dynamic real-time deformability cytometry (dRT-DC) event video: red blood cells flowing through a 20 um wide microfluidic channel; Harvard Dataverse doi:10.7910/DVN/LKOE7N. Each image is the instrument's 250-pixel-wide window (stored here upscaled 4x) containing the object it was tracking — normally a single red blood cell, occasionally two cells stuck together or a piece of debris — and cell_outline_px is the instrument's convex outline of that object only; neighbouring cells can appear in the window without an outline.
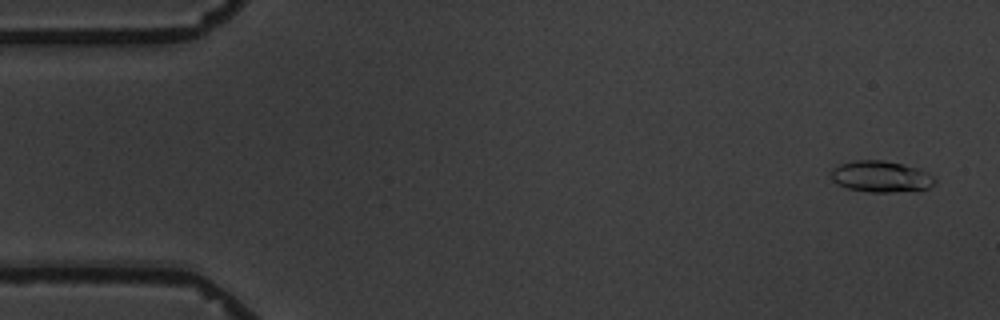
{"species": "common noctule bat (a hibernating species)", "species_latin": "Nyctalus noctula", "temperature_condition": "warm", "stored_images_in_passage": 5, "camera_frame_rate_fps": 3000, "um_per_image_px": 0.085, "animal": {"sex": "male", "body_mass_g": 19.5, "forearm_length_mm": 54.6}, "frame": {"image": 1, "passage_image": 1, "time_ms": 0.0, "image_size_px": [1000, 320], "cell_outline_px": [[936, 184], [920, 192], [872, 192], [848, 188], [832, 180], [832, 168], [840, 164], [852, 160], [884, 160], [916, 168], [936, 176]], "centroid_in_image_um": [74.96, 15.02], "position_along_channel_um": 10.0, "area_um2": 19.13}}
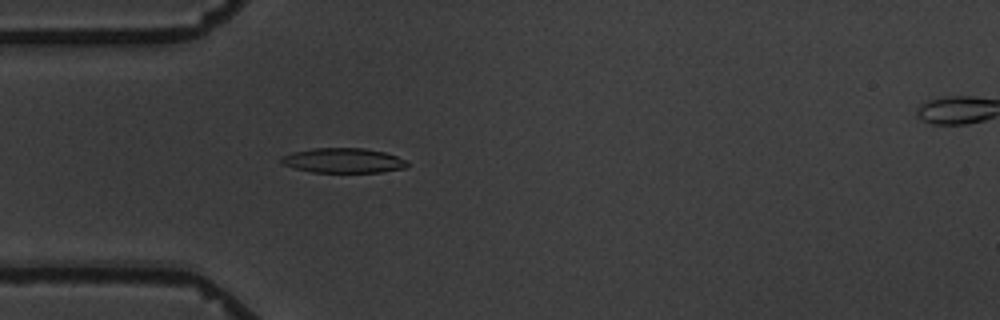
{"frame": {"image": 2, "passage_image": 4, "time_ms": 4.667, "image_size_px": [1000, 320], "cell_outline_px": [[408, 164], [404, 168], [380, 172], [312, 172], [296, 168], [284, 164], [280, 160], [280, 156], [292, 152], [312, 148], [364, 148], [384, 152], [408, 160]], "centroid_in_image_um": [29.18, 13.63], "position_along_channel_um": 55.8, "area_um2": 18.15}}